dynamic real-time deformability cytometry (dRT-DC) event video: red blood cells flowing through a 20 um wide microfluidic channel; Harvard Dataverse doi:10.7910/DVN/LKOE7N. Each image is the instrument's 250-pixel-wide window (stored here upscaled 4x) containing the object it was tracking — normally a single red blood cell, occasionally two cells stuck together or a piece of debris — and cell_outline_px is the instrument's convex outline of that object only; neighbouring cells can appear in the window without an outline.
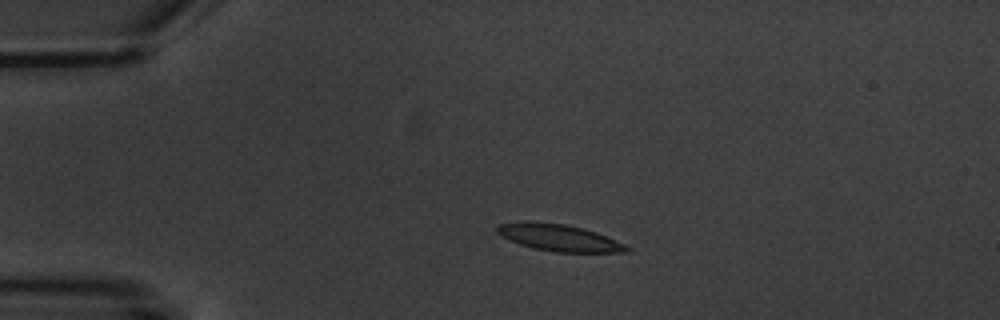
{"species": "common noctule bat (a hibernating species)", "species_latin": "Nyctalus noctula", "temperature_condition": "warm", "stored_images_in_passage": 4, "camera_frame_rate_fps": 3000, "um_per_image_px": 0.085, "animal": {"sex": "male", "body_mass_g": 20.1, "forearm_length_mm": 53.5}, "frame": {"image": 1, "passage_image": 3, "time_ms": 2.333, "image_size_px": [1000, 320], "cell_outline_px": [[632, 248], [628, 252], [556, 252], [532, 248], [508, 240], [496, 232], [496, 228], [500, 224], [564, 224], [596, 232], [624, 244]], "centroid_in_image_um": [47.59, 20.26], "position_along_channel_um": 37.4, "area_um2": 19.25}}